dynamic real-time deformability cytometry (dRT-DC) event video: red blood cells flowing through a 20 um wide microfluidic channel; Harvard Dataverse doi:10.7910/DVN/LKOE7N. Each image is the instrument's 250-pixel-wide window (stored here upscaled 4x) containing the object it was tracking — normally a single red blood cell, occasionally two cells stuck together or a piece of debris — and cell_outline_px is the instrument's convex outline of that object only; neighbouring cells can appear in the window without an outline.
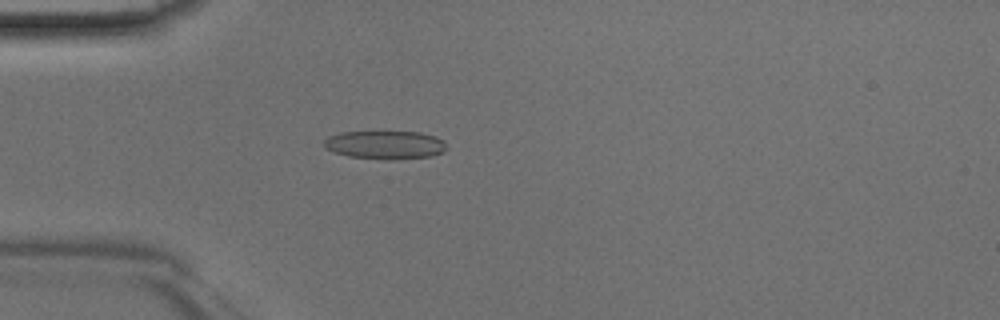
{"species": "Egyptian fruit bat (a non-hibernating species)", "species_latin": "Rousettus aegyptiacus", "temperature_condition": "room temperature", "stored_images_in_passage": 46, "camera_frame_rate_fps": 3000, "um_per_image_px": 0.085, "animal": {"sex": "male"}, "frame": {"image": 1, "passage_image": 13, "time_ms": 4.0, "image_size_px": [1000, 320], "cell_outline_px": [[444, 152], [432, 156], [396, 160], [388, 160], [348, 156], [324, 148], [324, 140], [328, 136], [340, 132], [420, 132], [436, 136], [444, 140]], "centroid_in_image_um": [32.74, 12.32], "position_along_channel_um": 52.3, "area_um2": 20.35}}
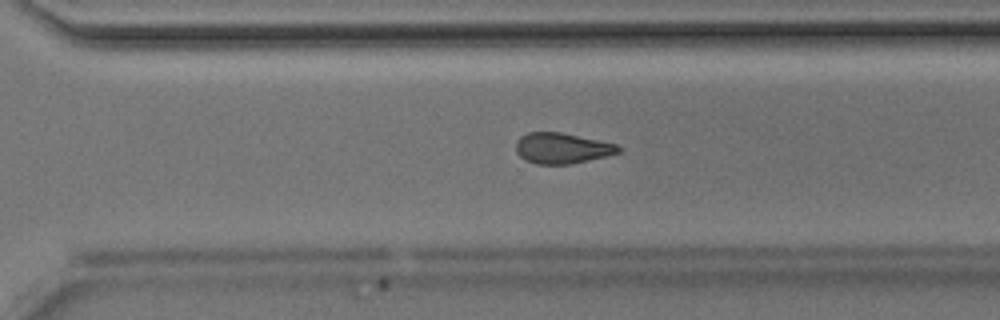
{"frame": {"image": 2, "passage_image": 32, "time_ms": 10.333, "image_size_px": [1000, 320], "cell_outline_px": [[620, 152], [608, 156], [568, 164], [536, 164], [524, 160], [516, 152], [516, 140], [520, 136], [528, 132], [560, 132], [616, 144], [620, 148]], "centroid_in_image_um": [47.73, 12.6], "position_along_channel_um": 322.9, "area_um2": 18.26}}
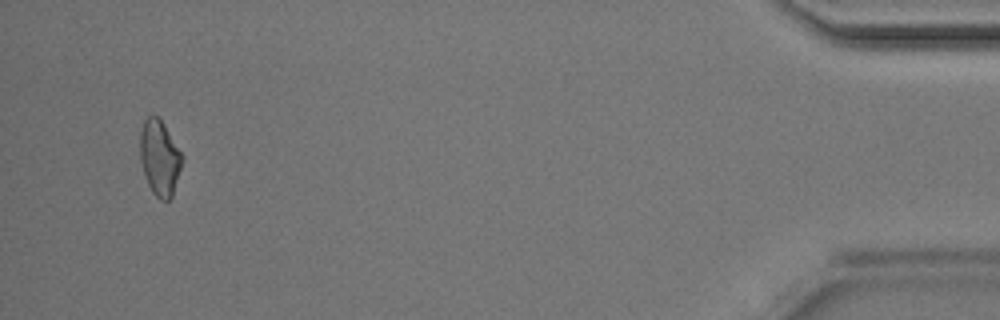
{"frame": {"image": 3, "passage_image": 44, "time_ms": 14.333, "image_size_px": [1000, 320], "cell_outline_px": [[184, 160], [172, 196], [168, 200], [160, 200], [152, 192], [148, 184], [140, 160], [140, 132], [144, 120], [148, 116], [160, 116], [184, 156]], "centroid_in_image_um": [13.59, 13.38], "position_along_channel_um": 421.6, "area_um2": 18.73}}